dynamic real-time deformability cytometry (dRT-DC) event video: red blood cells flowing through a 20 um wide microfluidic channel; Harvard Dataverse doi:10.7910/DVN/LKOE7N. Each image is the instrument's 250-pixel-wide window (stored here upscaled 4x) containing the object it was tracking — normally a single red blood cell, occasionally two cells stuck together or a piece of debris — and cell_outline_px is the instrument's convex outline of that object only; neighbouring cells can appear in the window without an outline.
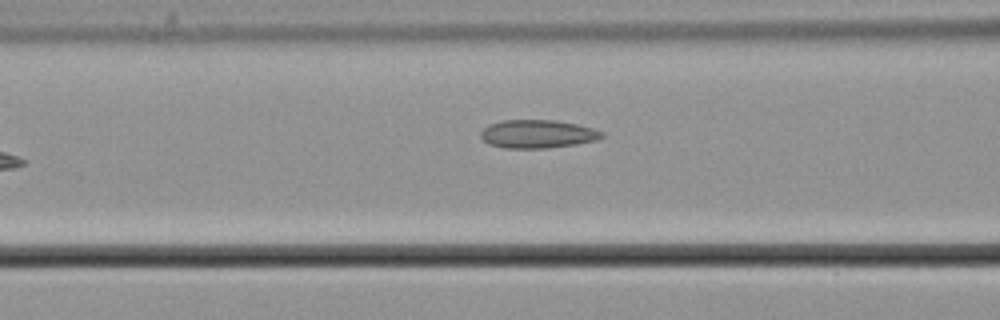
{"species": "common noctule bat (a hibernating species)", "species_latin": "Nyctalus noctula", "temperature_condition": "cold", "stored_images_in_passage": 9, "camera_frame_rate_fps": 3000, "um_per_image_px": 0.085, "animal": {"sex": "male", "body_mass_g": 21.5, "forearm_length_mm": 52.0}, "frame": {"image": 1, "passage_image": 8, "time_ms": 2.333, "image_size_px": [1000, 320], "cell_outline_px": [[604, 136], [596, 140], [576, 144], [548, 148], [504, 148], [488, 144], [480, 136], [480, 132], [488, 124], [500, 120], [556, 120], [576, 124], [592, 128], [604, 132]], "centroid_in_image_um": [45.67, 11.38], "position_along_channel_um": 120.9, "area_um2": 20.06}}
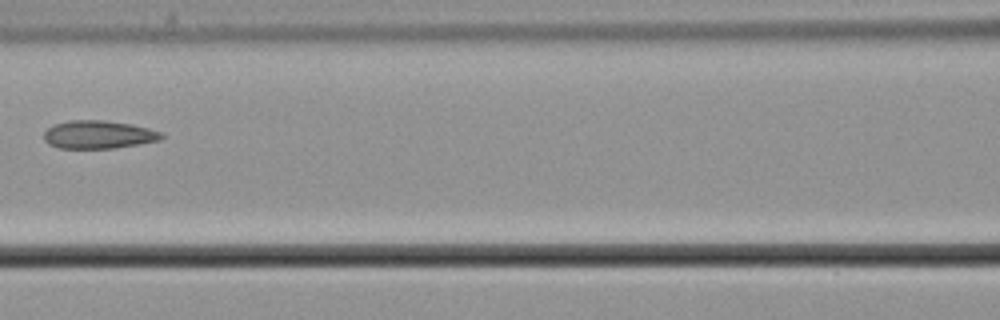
{"frame": {"image": 2, "passage_image": 9, "time_ms": 2.667, "image_size_px": [1000, 320], "cell_outline_px": [[164, 136], [160, 140], [140, 144], [116, 148], [60, 148], [48, 144], [44, 140], [44, 132], [52, 124], [72, 120], [104, 120], [132, 124], [148, 128], [160, 132]], "centroid_in_image_um": [8.36, 11.44], "position_along_channel_um": 158.2, "area_um2": 19.31}}